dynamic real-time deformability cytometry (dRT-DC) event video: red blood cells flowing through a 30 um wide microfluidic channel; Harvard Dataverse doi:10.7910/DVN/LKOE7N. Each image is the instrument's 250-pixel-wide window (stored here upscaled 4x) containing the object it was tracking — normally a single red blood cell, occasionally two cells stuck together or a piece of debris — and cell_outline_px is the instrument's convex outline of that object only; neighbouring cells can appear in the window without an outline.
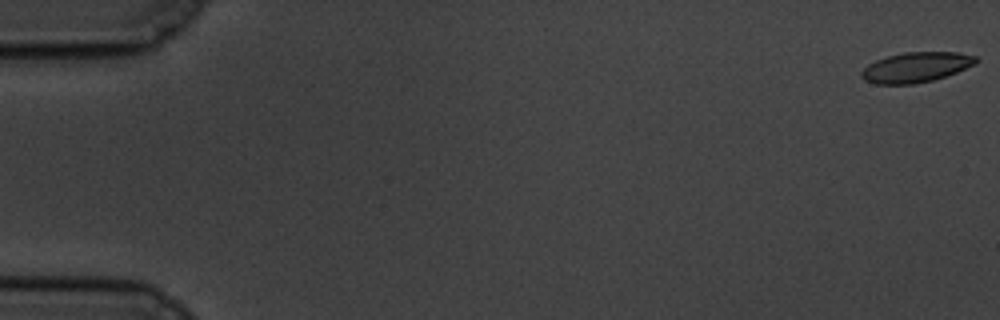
{"species": "common noctule bat (a hibernating species)", "species_latin": "Nyctalus noctula", "temperature_condition": "cold", "stored_images_in_passage": 59, "camera_frame_rate_fps": 3000, "um_per_image_px": 0.085, "animal": {"sex": "male", "body_mass_g": 19.5, "forearm_length_mm": 54.6}, "frame": {"image": 1, "passage_image": 1, "time_ms": 0.0, "image_size_px": [1000, 320], "cell_outline_px": [[980, 60], [976, 64], [956, 72], [932, 80], [912, 84], [876, 84], [864, 80], [860, 76], [860, 72], [868, 64], [876, 60], [888, 56], [904, 52], [956, 52], [976, 56]], "centroid_in_image_um": [77.85, 5.71], "position_along_channel_um": 7.1, "area_um2": 20.06}}
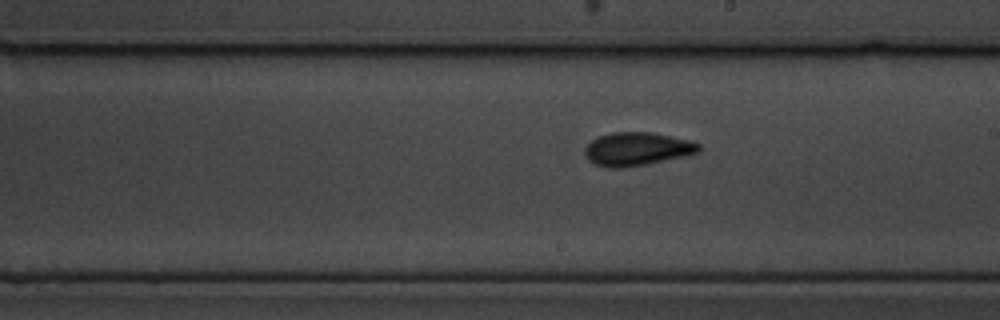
{"frame": {"image": 2, "passage_image": 34, "time_ms": 11.0, "image_size_px": [1000, 320], "cell_outline_px": [[700, 152], [648, 164], [620, 168], [608, 168], [592, 164], [588, 160], [584, 152], [584, 148], [592, 140], [600, 136], [612, 132], [652, 132], [692, 140], [700, 144]], "centroid_in_image_um": [54.14, 12.66], "position_along_channel_um": 234.9, "area_um2": 22.31}}
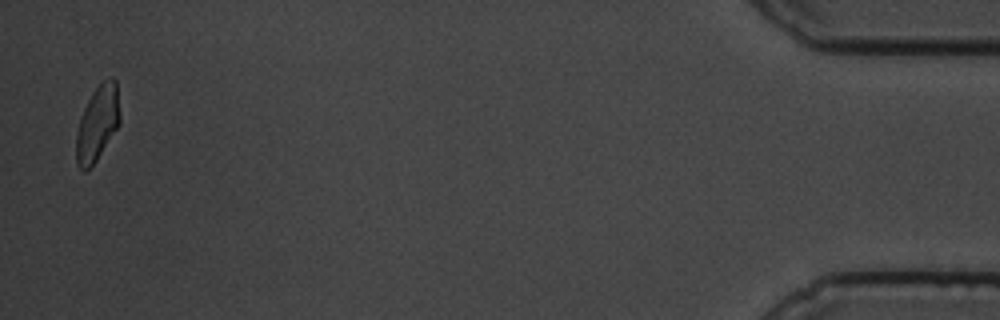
{"frame": {"image": 3, "passage_image": 58, "time_ms": 19.0, "image_size_px": [1000, 320], "cell_outline_px": [[120, 124], [96, 160], [84, 172], [76, 164], [76, 132], [80, 116], [92, 92], [108, 76], [112, 76], [116, 80], [120, 112]], "centroid_in_image_um": [8.29, 10.45], "position_along_channel_um": 426.9, "area_um2": 19.19}, "authors_computed_cell_mechanics": {"area_um2": 20.519, "velocity_mm_per_s": 3.4618, "shape_relaxation_time_tau1_ms": 3.8144, "shape_relaxation_time_tau2_ms": 1.5092, "deformation_change_tau1": 0.1048, "deformation_change_tau2": 0.0458}}